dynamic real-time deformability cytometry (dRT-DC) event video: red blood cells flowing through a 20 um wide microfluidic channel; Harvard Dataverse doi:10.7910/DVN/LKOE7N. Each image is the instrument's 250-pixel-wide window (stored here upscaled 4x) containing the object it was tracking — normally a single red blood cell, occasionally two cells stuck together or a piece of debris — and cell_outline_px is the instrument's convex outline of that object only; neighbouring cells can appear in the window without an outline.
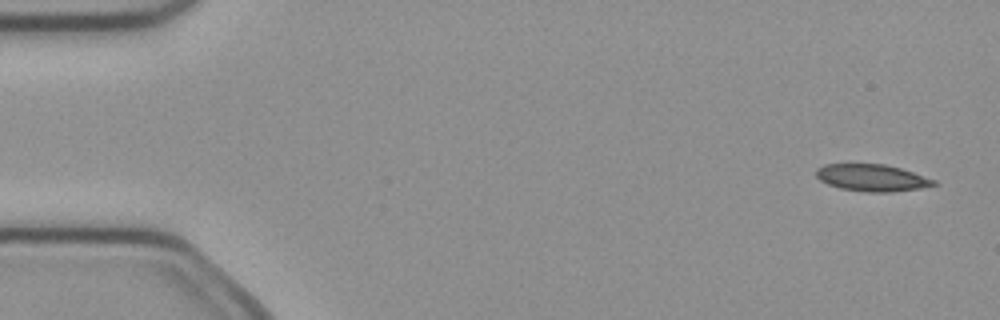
{"species": "common noctule bat (a hibernating species)", "species_latin": "Nyctalus noctula", "temperature_condition": "cold", "stored_images_in_passage": 7, "camera_frame_rate_fps": 3000, "um_per_image_px": 0.085, "animal": {"sex": "female", "body_mass_g": 21.9}, "frame": {"image": 1, "passage_image": 1, "time_ms": 0.0, "image_size_px": [1000, 320], "cell_outline_px": [[940, 184], [920, 188], [892, 192], [868, 192], [840, 188], [828, 184], [820, 180], [816, 176], [816, 168], [824, 164], [884, 164], [900, 168], [936, 180]], "centroid_in_image_um": [74.12, 15.11], "position_along_channel_um": 10.9, "area_um2": 18.44}}
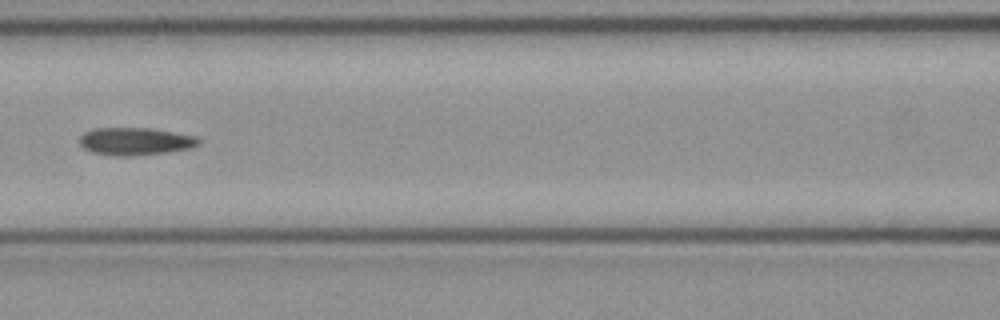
{"frame": {"image": 2, "passage_image": 6, "time_ms": 1.667, "image_size_px": [1000, 320], "cell_outline_px": [[200, 144], [192, 148], [168, 152], [132, 156], [112, 156], [92, 152], [84, 148], [80, 144], [80, 136], [84, 132], [92, 128], [152, 128], [196, 136], [200, 140]], "centroid_in_image_um": [11.5, 12.01], "position_along_channel_um": 155.1, "area_um2": 19.36}}
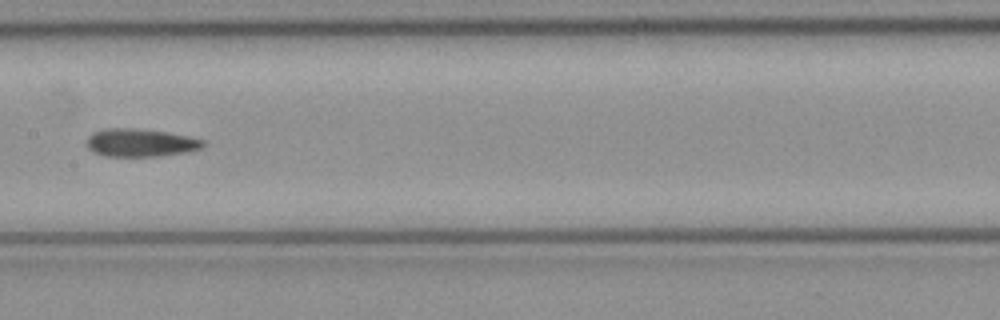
{"frame": {"image": 3, "passage_image": 7, "time_ms": 2.0, "image_size_px": [1000, 320], "cell_outline_px": [[204, 144], [200, 148], [188, 152], [160, 156], [104, 156], [92, 152], [88, 148], [88, 136], [92, 132], [108, 128], [132, 128], [164, 132], [188, 136], [204, 140]], "centroid_in_image_um": [11.91, 12.14], "position_along_channel_um": 195.5, "area_um2": 18.84}}